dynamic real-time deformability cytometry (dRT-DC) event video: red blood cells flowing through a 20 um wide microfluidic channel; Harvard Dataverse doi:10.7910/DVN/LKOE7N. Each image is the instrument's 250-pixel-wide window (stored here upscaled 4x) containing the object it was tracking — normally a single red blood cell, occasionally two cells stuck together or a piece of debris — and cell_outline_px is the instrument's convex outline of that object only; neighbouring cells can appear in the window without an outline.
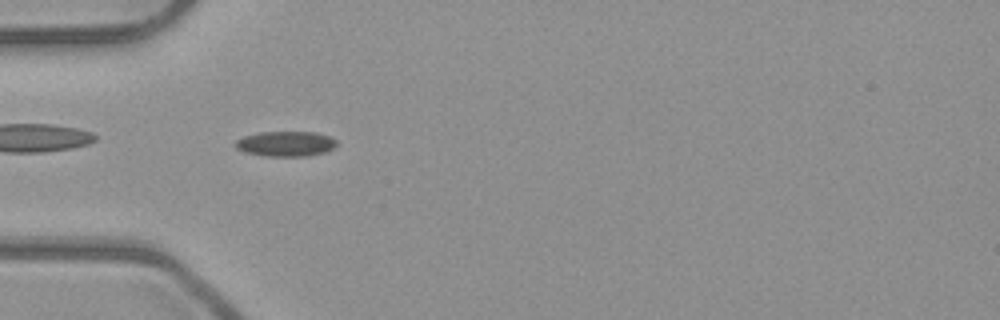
{"species": "common noctule bat (a hibernating species)", "species_latin": "Nyctalus noctula", "temperature_condition": "room temperature", "stored_images_in_passage": 38, "camera_frame_rate_fps": 3000, "um_per_image_px": 0.085, "animal": {"sex": "male", "body_mass_g": 23.1, "forearm_length_mm": 52.7}, "frame": {"image": 1, "passage_image": 2, "time_ms": 0.333, "image_size_px": [1000, 320], "cell_outline_px": [[336, 144], [332, 148], [324, 152], [308, 156], [268, 156], [244, 152], [236, 148], [232, 144], [236, 140], [244, 136], [260, 132], [316, 132], [328, 136], [336, 140]], "centroid_in_image_um": [24.24, 12.22], "position_along_channel_um": 60.8, "area_um2": 14.8}}
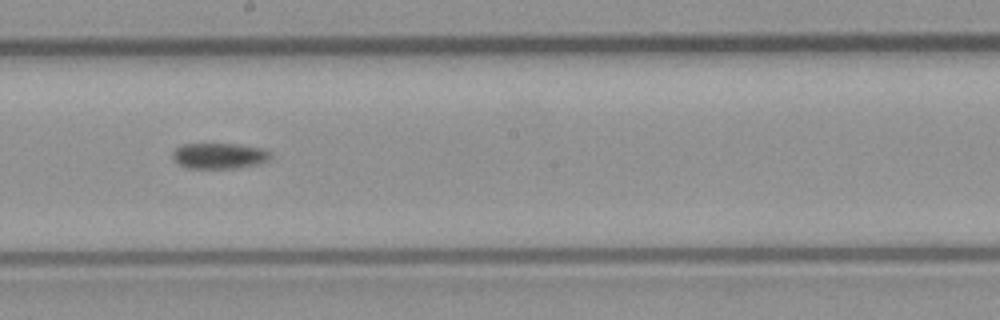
{"frame": {"image": 2, "passage_image": 15, "time_ms": 4.667, "image_size_px": [1000, 320], "cell_outline_px": [[272, 156], [268, 160], [260, 164], [236, 168], [188, 168], [180, 164], [172, 156], [172, 152], [180, 144], [236, 144], [260, 148], [272, 152]], "centroid_in_image_um": [18.66, 13.24], "position_along_channel_um": 229.5, "area_um2": 14.68}}
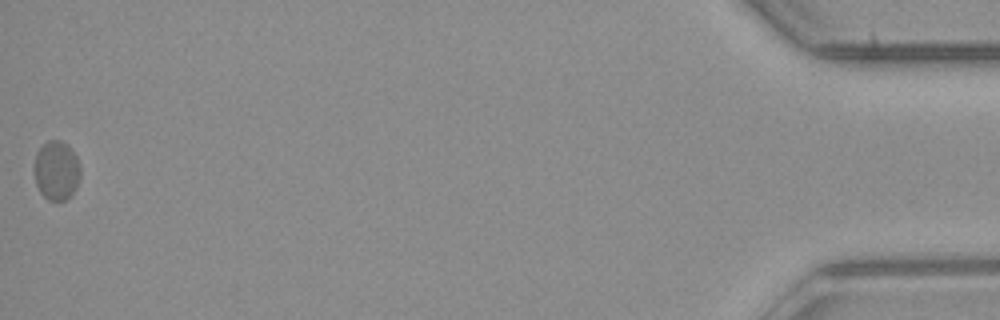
{"frame": {"image": 3, "passage_image": 38, "time_ms": 12.333, "image_size_px": [1000, 320], "cell_outline_px": [[80, 176], [76, 188], [64, 200], [48, 200], [40, 192], [36, 184], [36, 152], [48, 140], [60, 140], [68, 144], [76, 156], [80, 168]], "centroid_in_image_um": [4.82, 14.47], "position_along_channel_um": 430.4, "area_um2": 15.61}}